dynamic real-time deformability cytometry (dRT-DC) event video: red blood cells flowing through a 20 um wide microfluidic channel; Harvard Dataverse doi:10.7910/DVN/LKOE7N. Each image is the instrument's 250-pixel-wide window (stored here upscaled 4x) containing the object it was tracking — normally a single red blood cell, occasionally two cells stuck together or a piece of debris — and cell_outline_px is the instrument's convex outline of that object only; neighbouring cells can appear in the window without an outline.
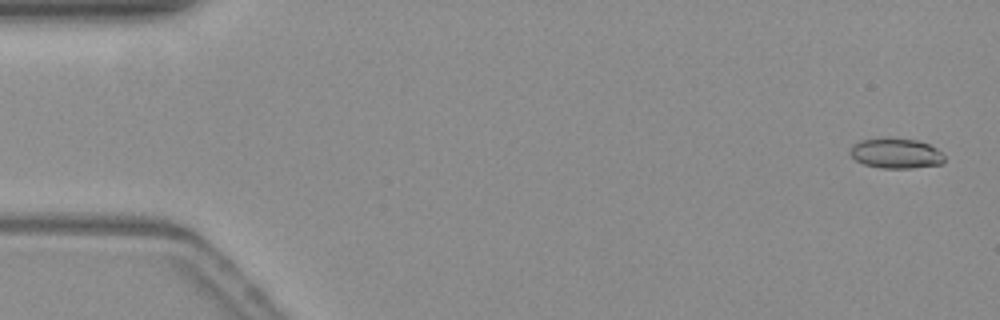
{"species": "common noctule bat (a hibernating species)", "species_latin": "Nyctalus noctula", "temperature_condition": "warm", "stored_images_in_passage": 54, "camera_frame_rate_fps": 3000, "um_per_image_px": 0.085, "animal": {"sex": "female", "body_mass_g": 19.3, "forearm_length_mm": 54.1}, "frame": {"image": 1, "passage_image": 2, "time_ms": 0.333, "image_size_px": [1000, 320], "cell_outline_px": [[944, 160], [940, 164], [912, 168], [880, 168], [864, 164], [856, 160], [848, 152], [852, 144], [860, 140], [916, 140], [928, 144], [936, 148], [944, 156]], "centroid_in_image_um": [76.13, 13.07], "position_along_channel_um": 8.9, "area_um2": 16.01}}
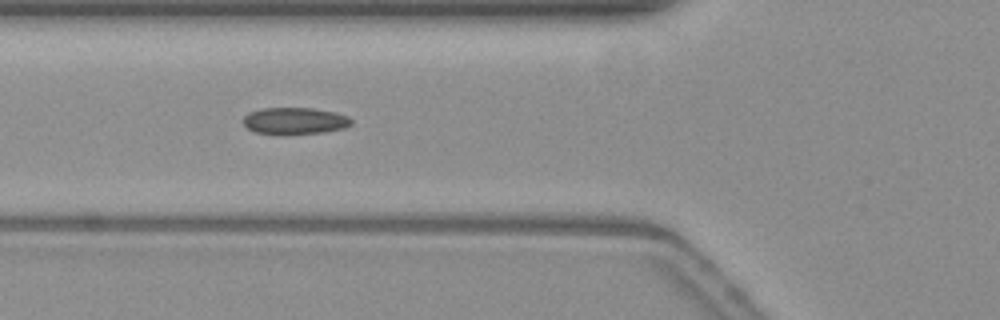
{"frame": {"image": 2, "passage_image": 20, "time_ms": 6.333, "image_size_px": [1000, 320], "cell_outline_px": [[352, 124], [344, 128], [324, 132], [280, 136], [256, 132], [248, 128], [244, 124], [244, 116], [248, 112], [260, 108], [312, 108], [336, 112], [348, 116], [352, 120]], "centroid_in_image_um": [25.05, 10.29], "position_along_channel_um": 100.8, "area_um2": 17.28}}
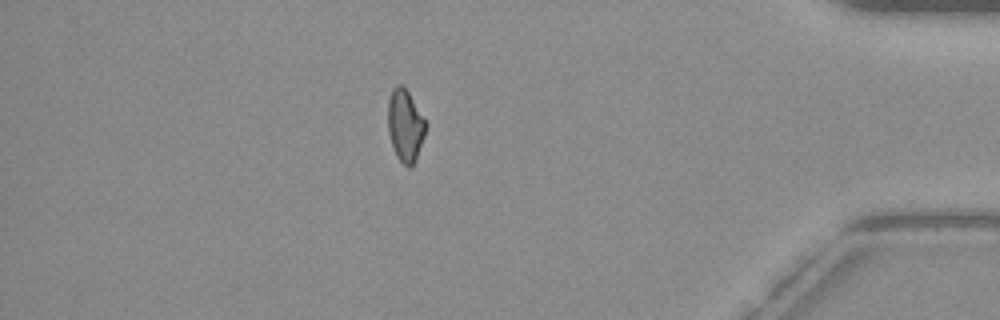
{"frame": {"image": 3, "passage_image": 47, "time_ms": 15.333, "image_size_px": [1000, 320], "cell_outline_px": [[428, 124], [416, 160], [408, 168], [396, 156], [388, 132], [388, 100], [392, 88], [396, 84], [400, 84], [408, 92]], "centroid_in_image_um": [34.44, 10.66], "position_along_channel_um": 400.8, "area_um2": 15.84}, "authors_computed_cell_mechanics": {"area_um2": 16.3863, "velocity_mm_per_s": 3.8184, "shape_relaxation_time_tau1_ms": null, "shape_relaxation_time_tau2_ms": 5.1175, "deformation_change_tau1": null, "deformation_change_tau2": 0.1029}}